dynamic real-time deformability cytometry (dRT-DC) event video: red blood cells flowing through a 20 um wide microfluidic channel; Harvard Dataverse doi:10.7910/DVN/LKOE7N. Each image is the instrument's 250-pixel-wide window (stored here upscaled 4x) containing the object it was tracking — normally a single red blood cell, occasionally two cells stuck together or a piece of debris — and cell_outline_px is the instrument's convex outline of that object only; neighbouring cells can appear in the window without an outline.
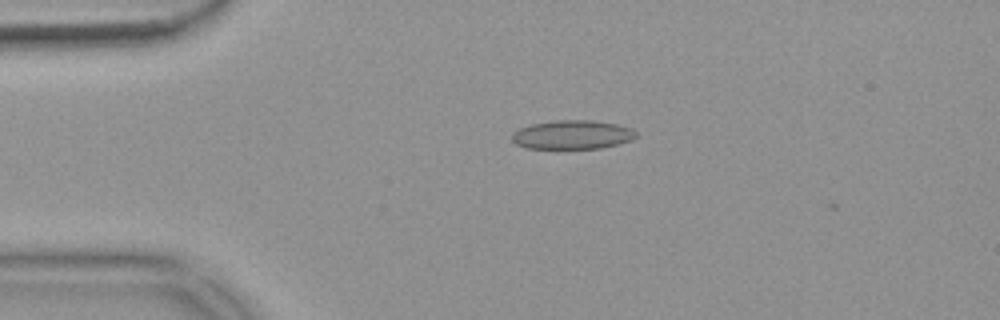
{"species": "common noctule bat (a hibernating species)", "species_latin": "Nyctalus noctula", "temperature_condition": "warm", "stored_images_in_passage": 38, "camera_frame_rate_fps": 3000, "um_per_image_px": 0.085, "animal": {"sex": "female", "body_mass_g": 18.4}, "frame": {"image": 1, "passage_image": 1, "time_ms": 0.0, "image_size_px": [1000, 320], "cell_outline_px": [[636, 136], [632, 140], [600, 148], [524, 148], [516, 144], [512, 140], [512, 132], [520, 128], [532, 124], [556, 120], [592, 120], [616, 124], [632, 128], [636, 132]], "centroid_in_image_um": [48.63, 11.44], "position_along_channel_um": 36.4, "area_um2": 20.81}}
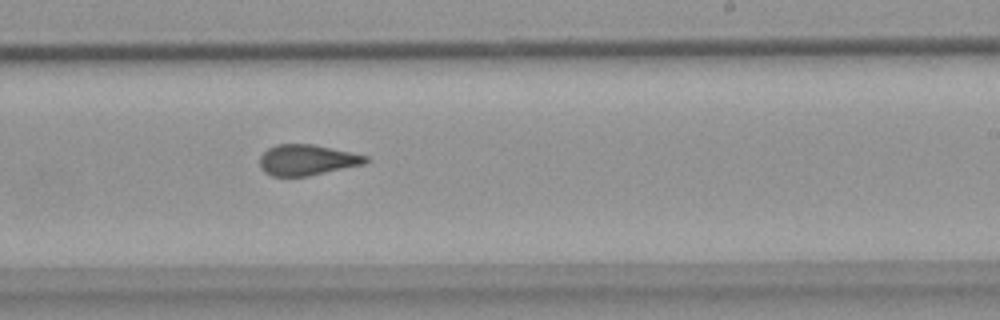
{"frame": {"image": 2, "passage_image": 22, "time_ms": 7.0, "image_size_px": [1000, 320], "cell_outline_px": [[372, 160], [364, 164], [308, 176], [272, 176], [264, 172], [260, 168], [260, 156], [268, 148], [276, 144], [316, 144], [368, 156]], "centroid_in_image_um": [26.11, 13.59], "position_along_channel_um": 262.9, "area_um2": 19.13}}
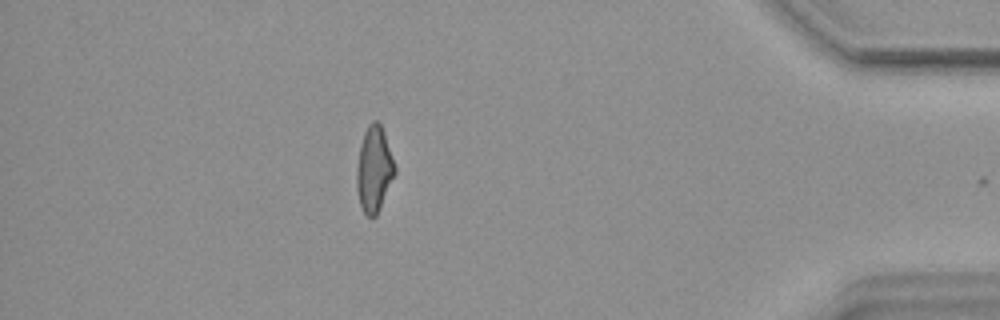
{"frame": {"image": 3, "passage_image": 37, "time_ms": 12.0, "image_size_px": [1000, 320], "cell_outline_px": [[396, 172], [380, 208], [376, 216], [368, 216], [364, 212], [360, 204], [356, 188], [356, 168], [360, 144], [364, 132], [368, 124], [372, 120], [376, 120], [380, 124], [384, 132], [396, 168]], "centroid_in_image_um": [31.78, 14.36], "position_along_channel_um": 403.4, "area_um2": 19.02}, "authors_computed_cell_mechanics": {"area_um2": 19.7387, "velocity_mm_per_s": 3.7184, "shape_relaxation_time_tau1_ms": null, "shape_relaxation_time_tau2_ms": 1.9801, "deformation_change_tau1": null, "deformation_change_tau2": 0.0889}}